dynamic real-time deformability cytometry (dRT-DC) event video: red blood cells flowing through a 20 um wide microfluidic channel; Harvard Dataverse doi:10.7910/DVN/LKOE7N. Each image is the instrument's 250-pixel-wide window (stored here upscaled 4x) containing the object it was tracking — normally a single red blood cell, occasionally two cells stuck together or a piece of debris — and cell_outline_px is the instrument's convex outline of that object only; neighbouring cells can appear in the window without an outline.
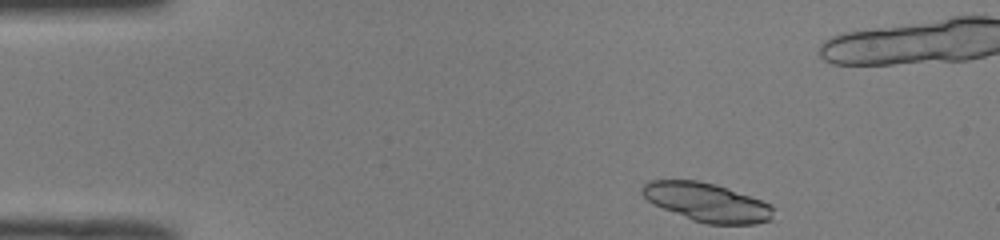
{"species": "common noctule bat (a hibernating species)", "species_latin": "Nyctalus noctula", "temperature_condition": "room temperature", "stored_images_in_passage": 44, "camera_frame_rate_fps": 3000, "um_per_image_px": 0.085, "animal": {"sex": "male", "body_mass_g": 19.0, "forearm_length_mm": 50.8}, "frame": {"image": 1, "passage_image": 1, "time_ms": 0.0, "image_size_px": [1000, 240], "cell_outline_px": [[776, 208], [772, 220], [756, 224], [708, 224], [692, 220], [652, 204], [640, 192], [640, 188], [648, 180], [696, 180], [716, 184], [728, 188], [760, 200]], "centroid_in_image_um": [60.08, 17.19], "position_along_channel_um": 24.9, "area_um2": 29.71}, "authors_computed_cell_mechanics": {"area_um2": 18.8428, "velocity_mm_per_s": 4.0335, "shape_relaxation_time_tau1_ms": 2.9334, "shape_relaxation_time_tau2_ms": 9.3426, "deformation_change_tau1": 0.0891, "deformation_change_tau2": 0.1154}}